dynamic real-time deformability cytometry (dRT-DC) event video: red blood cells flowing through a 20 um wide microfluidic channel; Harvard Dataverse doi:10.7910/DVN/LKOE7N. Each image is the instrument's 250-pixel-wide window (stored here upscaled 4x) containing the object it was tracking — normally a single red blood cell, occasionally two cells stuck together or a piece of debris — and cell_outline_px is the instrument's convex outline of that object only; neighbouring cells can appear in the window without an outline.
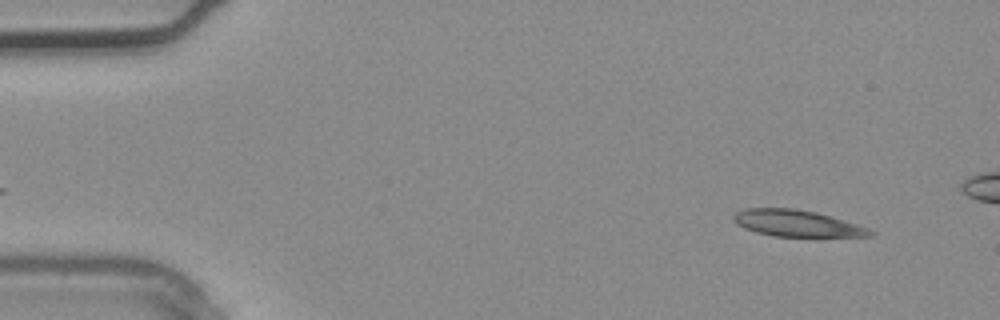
{"species": "common noctule bat (a hibernating species)", "species_latin": "Nyctalus noctula", "temperature_condition": "warm", "stored_images_in_passage": 3, "camera_frame_rate_fps": 3000, "um_per_image_px": 0.085, "animal": {"sex": "male", "body_mass_g": 20.4}, "frame": {"image": 1, "passage_image": 1, "time_ms": 0.0, "image_size_px": [1000, 320], "cell_outline_px": [[876, 236], [772, 236], [756, 232], [744, 228], [736, 224], [732, 220], [732, 216], [736, 212], [744, 208], [796, 208], [816, 212], [856, 224], [868, 228], [876, 232]], "centroid_in_image_um": [67.7, 18.98], "position_along_channel_um": 17.3, "area_um2": 21.1}}